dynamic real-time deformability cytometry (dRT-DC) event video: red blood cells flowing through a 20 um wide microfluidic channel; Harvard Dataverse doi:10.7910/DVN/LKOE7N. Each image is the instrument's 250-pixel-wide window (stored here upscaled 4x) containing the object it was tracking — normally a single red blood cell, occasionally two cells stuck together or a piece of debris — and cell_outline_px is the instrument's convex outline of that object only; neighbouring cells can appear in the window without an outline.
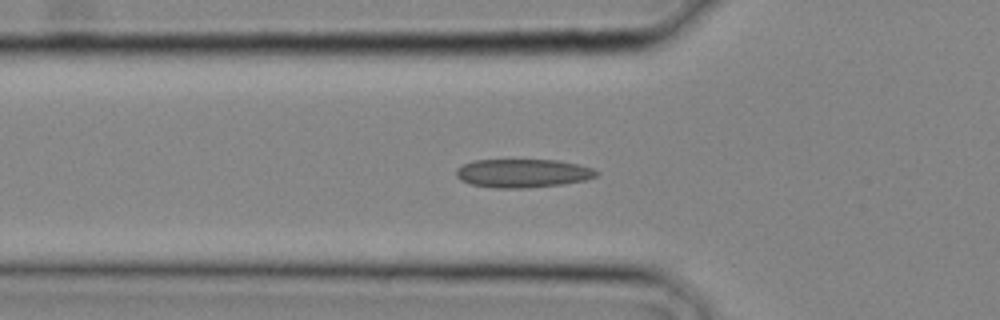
{"species": "common noctule bat (a hibernating species)", "species_latin": "Nyctalus noctula", "temperature_condition": "cold", "stored_images_in_passage": 20, "camera_frame_rate_fps": 3000, "um_per_image_px": 0.085, "animal": {"sex": "male", "body_mass_g": 20.4}, "frame": {"image": 1, "passage_image": 10, "time_ms": 3.0, "image_size_px": [1000, 320], "cell_outline_px": [[600, 172], [596, 176], [584, 180], [560, 184], [524, 188], [496, 188], [472, 184], [460, 180], [456, 176], [456, 168], [472, 160], [560, 160], [580, 164], [592, 168]], "centroid_in_image_um": [44.43, 14.71], "position_along_channel_um": 81.4, "area_um2": 23.29}}
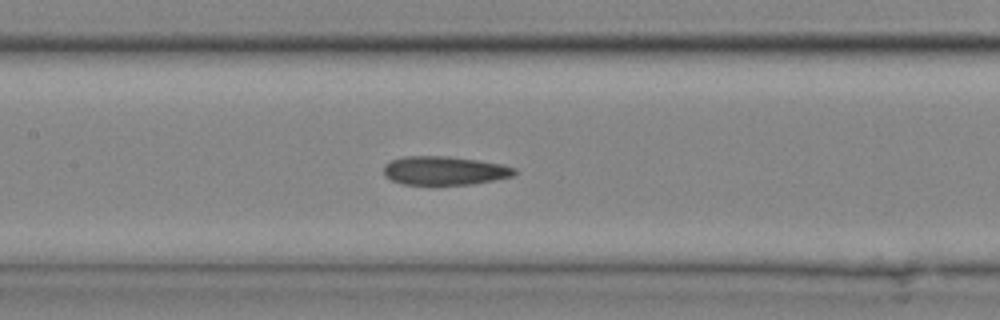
{"frame": {"image": 2, "passage_image": 14, "time_ms": 4.333, "image_size_px": [1000, 320], "cell_outline_px": [[516, 172], [512, 176], [472, 184], [404, 184], [392, 180], [384, 176], [384, 164], [392, 160], [404, 156], [448, 156], [480, 160], [504, 164], [516, 168]], "centroid_in_image_um": [37.79, 14.49], "position_along_channel_um": 169.6, "area_um2": 21.85}}
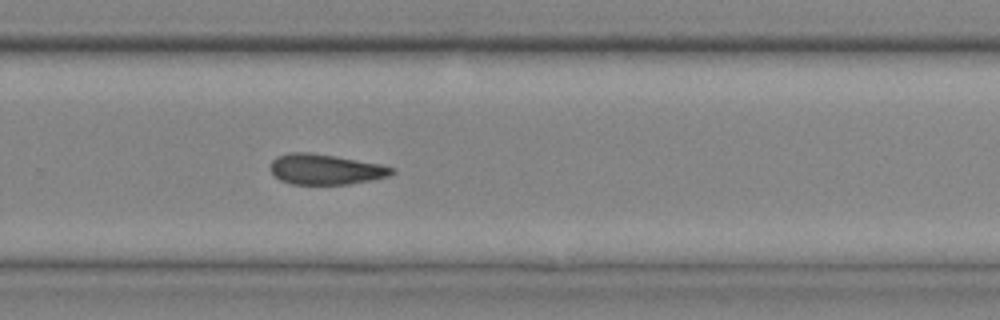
{"frame": {"image": 3, "passage_image": 20, "time_ms": 6.333, "image_size_px": [1000, 320], "cell_outline_px": [[396, 172], [388, 176], [372, 180], [348, 184], [292, 184], [280, 180], [272, 172], [272, 160], [276, 156], [288, 152], [308, 152], [336, 156], [380, 164], [396, 168]], "centroid_in_image_um": [27.69, 14.39], "position_along_channel_um": 302.1, "area_um2": 21.5}}